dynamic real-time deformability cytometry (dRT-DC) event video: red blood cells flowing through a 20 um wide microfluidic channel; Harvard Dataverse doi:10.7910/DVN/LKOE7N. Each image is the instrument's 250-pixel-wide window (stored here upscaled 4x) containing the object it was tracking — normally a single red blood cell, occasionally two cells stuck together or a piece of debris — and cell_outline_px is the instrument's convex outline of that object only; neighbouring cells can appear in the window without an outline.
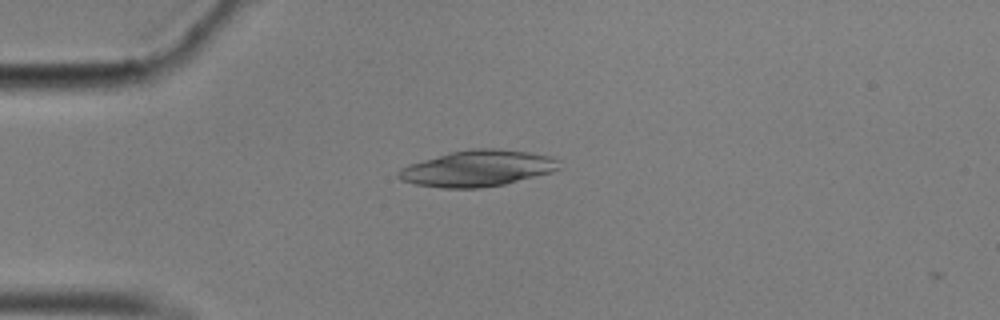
{"species": "common noctule bat (a hibernating species)", "species_latin": "Nyctalus noctula", "temperature_condition": "cold", "stored_images_in_passage": 2, "camera_frame_rate_fps": 3000, "um_per_image_px": 0.085, "animal": {"sex": "male", "body_mass_g": 17.9}, "frame": {"image": 1, "passage_image": 1, "time_ms": 0.0, "image_size_px": [1000, 320], "cell_outline_px": [[560, 168], [552, 172], [504, 184], [480, 188], [440, 188], [416, 184], [404, 180], [396, 176], [396, 172], [400, 168], [408, 164], [448, 152], [472, 148], [496, 148], [528, 152], [552, 156], [560, 160]], "centroid_in_image_um": [40.59, 14.3], "position_along_channel_um": 44.4, "area_um2": 34.1}}